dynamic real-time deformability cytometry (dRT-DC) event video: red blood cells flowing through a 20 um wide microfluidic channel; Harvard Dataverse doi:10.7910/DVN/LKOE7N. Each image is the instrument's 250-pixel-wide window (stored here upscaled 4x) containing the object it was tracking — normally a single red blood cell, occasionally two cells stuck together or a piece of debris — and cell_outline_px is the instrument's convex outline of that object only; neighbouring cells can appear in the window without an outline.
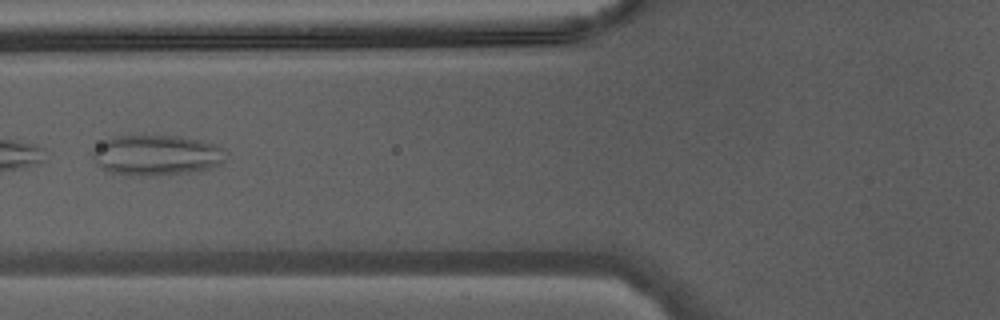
{"species": "Egyptian fruit bat (a non-hibernating species)", "species_latin": "Rousettus aegyptiacus", "temperature_condition": "warm", "stored_images_in_passage": 22, "camera_frame_rate_fps": 3000, "um_per_image_px": 0.085, "animal": {"sex": "male"}, "frame": {"image": 1, "passage_image": 19, "time_ms": 6.0, "image_size_px": [1000, 320], "cell_outline_px": [[224, 160], [220, 164], [212, 168], [196, 172], [152, 176], [140, 176], [108, 172], [100, 168], [92, 160], [92, 148], [104, 140], [112, 136], [140, 132], [180, 136], [200, 140], [216, 144], [224, 148]], "centroid_in_image_um": [13.24, 13.15], "position_along_channel_um": 112.6, "area_um2": 32.95}}